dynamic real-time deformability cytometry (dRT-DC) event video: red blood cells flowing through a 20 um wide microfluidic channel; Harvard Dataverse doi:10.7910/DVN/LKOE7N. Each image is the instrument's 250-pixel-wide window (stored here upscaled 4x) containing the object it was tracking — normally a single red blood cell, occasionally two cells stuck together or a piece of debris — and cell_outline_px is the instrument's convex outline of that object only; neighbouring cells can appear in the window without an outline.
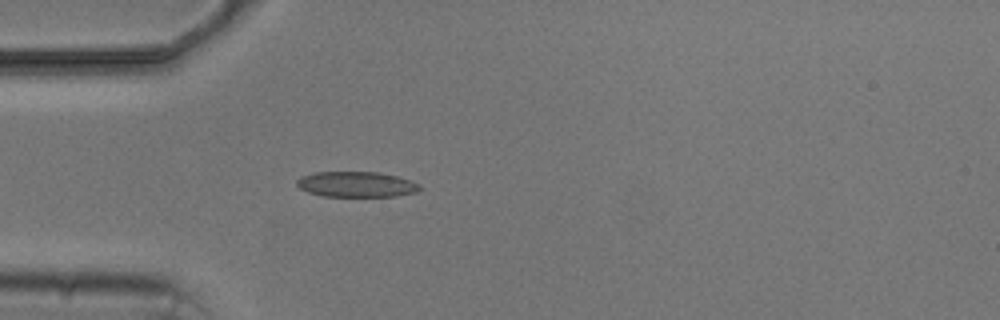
{"species": "common noctule bat (a hibernating species)", "species_latin": "Nyctalus noctula", "temperature_condition": "cold", "stored_images_in_passage": 4, "camera_frame_rate_fps": 3000, "um_per_image_px": 0.085, "animal": {"sex": "male", "body_mass_g": 20.5, "forearm_length_mm": 52.5}, "frame": {"image": 1, "passage_image": 4, "time_ms": 5.0, "image_size_px": [1000, 320], "cell_outline_px": [[420, 188], [416, 192], [396, 196], [324, 196], [308, 192], [300, 188], [296, 184], [296, 180], [300, 176], [316, 172], [380, 172], [396, 176], [420, 184]], "centroid_in_image_um": [30.26, 15.66], "position_along_channel_um": 54.7, "area_um2": 18.15}}